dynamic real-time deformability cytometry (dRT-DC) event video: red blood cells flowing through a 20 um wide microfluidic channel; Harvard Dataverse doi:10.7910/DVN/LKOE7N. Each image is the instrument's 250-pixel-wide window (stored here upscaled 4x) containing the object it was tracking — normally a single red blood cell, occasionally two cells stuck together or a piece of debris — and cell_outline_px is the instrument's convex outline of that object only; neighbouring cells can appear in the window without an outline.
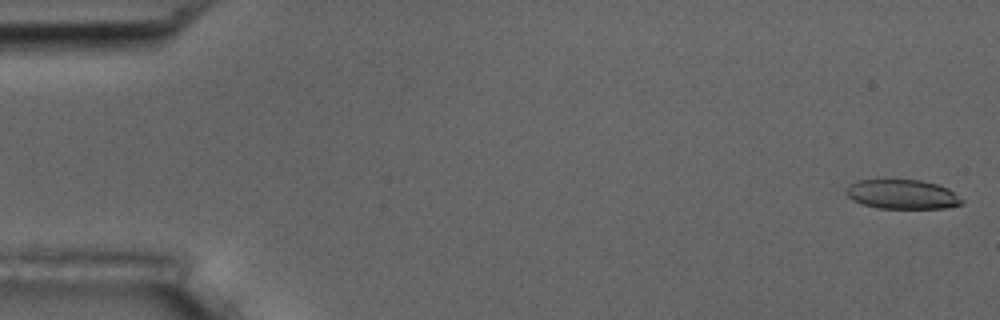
{"species": "common noctule bat (a hibernating species)", "species_latin": "Nyctalus noctula", "temperature_condition": "room temperature", "stored_images_in_passage": 6, "camera_frame_rate_fps": 3000, "um_per_image_px": 0.085, "animal": {"sex": "male", "body_mass_g": 17.5, "forearm_length_mm": 52.3}, "frame": {"image": 1, "passage_image": 6, "time_ms": 6.667, "image_size_px": [1000, 320], "cell_outline_px": [[964, 204], [944, 208], [876, 208], [852, 200], [844, 192], [848, 184], [856, 180], [920, 180], [936, 184], [948, 188], [964, 200]], "centroid_in_image_um": [76.68, 16.52], "position_along_channel_um": 8.3, "area_um2": 19.88}}